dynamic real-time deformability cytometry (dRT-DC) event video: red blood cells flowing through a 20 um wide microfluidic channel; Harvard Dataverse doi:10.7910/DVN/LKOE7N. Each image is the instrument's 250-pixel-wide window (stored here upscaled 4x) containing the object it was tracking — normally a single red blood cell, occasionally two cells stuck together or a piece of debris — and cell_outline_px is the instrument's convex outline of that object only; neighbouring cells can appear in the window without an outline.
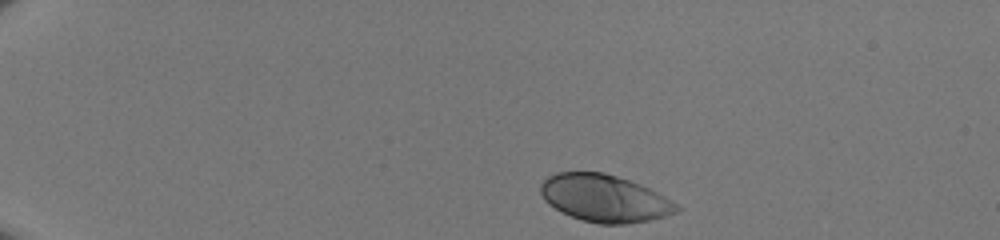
{"species": "human", "species_latin": "Homo sapiens", "temperature_condition": "room temperature", "stored_images_in_passage": 36, "camera_frame_rate_fps": 3000, "um_per_image_px": 0.085, "donor": {"sex": "male"}, "frame": {"image": 1, "passage_image": 1, "time_ms": 0.0, "image_size_px": [1000, 240], "cell_outline_px": [[680, 208], [676, 212], [664, 216], [648, 220], [624, 224], [600, 224], [584, 220], [572, 216], [556, 208], [544, 200], [540, 192], [540, 184], [548, 176], [556, 172], [604, 172], [640, 184], [664, 196], [676, 204]], "centroid_in_image_um": [51.36, 16.84], "position_along_channel_um": 33.6, "area_um2": 36.93}}
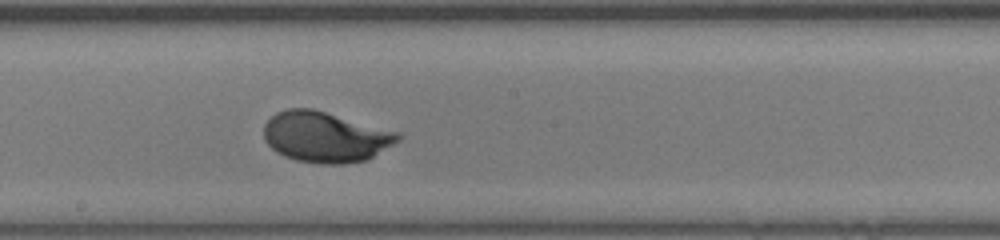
{"frame": {"image": 2, "passage_image": 21, "time_ms": 6.667, "image_size_px": [1000, 240], "cell_outline_px": [[400, 140], [368, 160], [344, 164], [320, 164], [296, 160], [284, 156], [276, 152], [264, 140], [264, 124], [276, 112], [288, 108], [312, 108], [400, 132]], "centroid_in_image_um": [27.66, 11.64], "position_along_channel_um": 220.5, "area_um2": 39.77}}
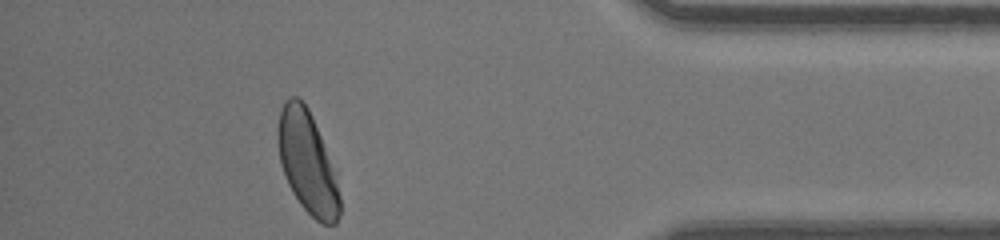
{"frame": {"image": 3, "passage_image": 36, "time_ms": 11.667, "image_size_px": [1000, 240], "cell_outline_px": [[340, 216], [336, 224], [320, 224], [300, 204], [292, 192], [288, 184], [280, 164], [276, 140], [276, 132], [280, 108], [288, 96], [296, 96], [308, 108], [312, 116], [320, 136], [340, 196]], "centroid_in_image_um": [26.06, 13.8], "position_along_channel_um": 409.1, "area_um2": 36.24}}